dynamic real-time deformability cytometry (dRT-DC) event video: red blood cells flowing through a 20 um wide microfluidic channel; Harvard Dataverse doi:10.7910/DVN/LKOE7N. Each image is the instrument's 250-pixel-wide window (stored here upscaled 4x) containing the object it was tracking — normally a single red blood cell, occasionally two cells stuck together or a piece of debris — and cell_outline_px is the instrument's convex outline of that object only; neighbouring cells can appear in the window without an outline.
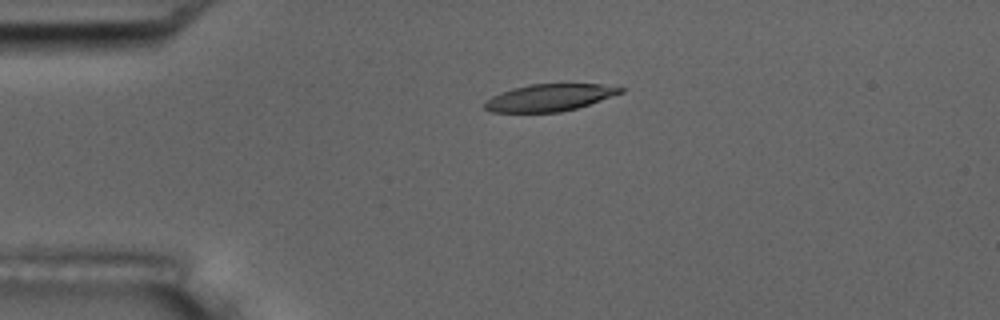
{"species": "common noctule bat (a hibernating species)", "species_latin": "Nyctalus noctula", "temperature_condition": "room temperature", "stored_images_in_passage": 5, "camera_frame_rate_fps": 3000, "um_per_image_px": 0.085, "animal": {"sex": "male", "body_mass_g": 17.5, "forearm_length_mm": 52.3}, "frame": {"image": 1, "passage_image": 4, "time_ms": 4.0, "image_size_px": [1000, 320], "cell_outline_px": [[624, 92], [576, 108], [560, 112], [492, 112], [484, 108], [484, 104], [492, 96], [512, 88], [528, 84], [600, 84], [624, 88]], "centroid_in_image_um": [46.69, 8.29], "position_along_channel_um": 38.3, "area_um2": 21.15}}